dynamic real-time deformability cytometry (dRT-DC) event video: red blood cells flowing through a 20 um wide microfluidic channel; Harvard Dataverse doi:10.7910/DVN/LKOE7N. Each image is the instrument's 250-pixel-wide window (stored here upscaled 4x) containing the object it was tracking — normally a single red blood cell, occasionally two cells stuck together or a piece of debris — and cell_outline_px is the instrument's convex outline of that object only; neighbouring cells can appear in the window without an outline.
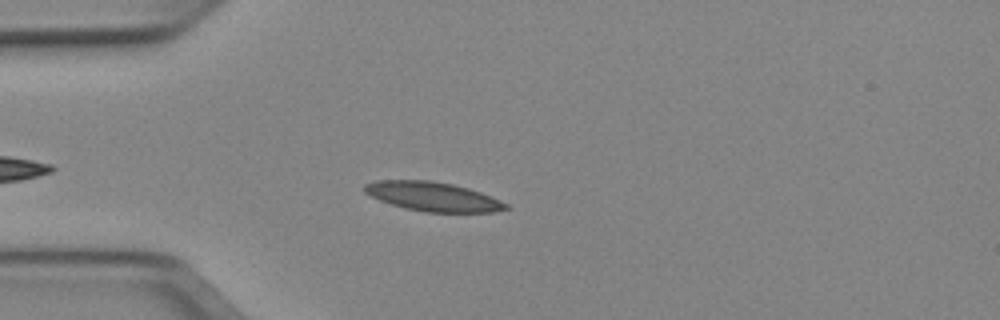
{"species": "Egyptian fruit bat (a non-hibernating species)", "species_latin": "Rousettus aegyptiacus", "temperature_condition": "cold", "stored_images_in_passage": 43, "camera_frame_rate_fps": 3000, "um_per_image_px": 0.085, "animal": {"sex": "female"}, "frame": {"image": 1, "passage_image": 6, "time_ms": 1.667, "image_size_px": [1000, 320], "cell_outline_px": [[512, 208], [492, 212], [424, 212], [404, 208], [380, 200], [364, 192], [364, 184], [376, 180], [428, 180], [452, 184], [468, 188], [480, 192], [500, 200], [508, 204]], "centroid_in_image_um": [36.81, 16.71], "position_along_channel_um": 48.2, "area_um2": 23.99}}
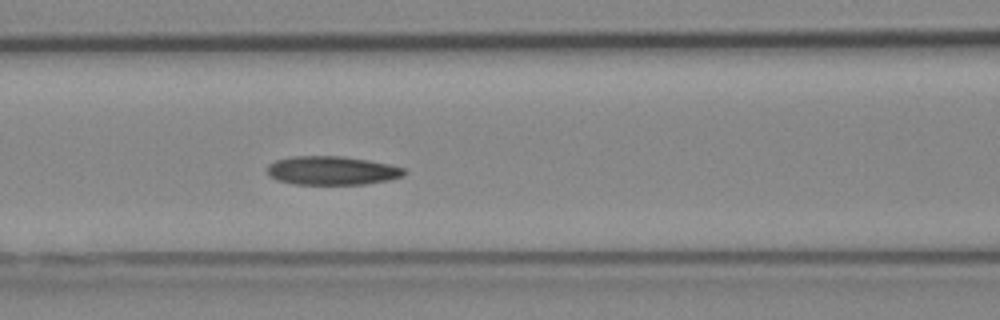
{"frame": {"image": 2, "passage_image": 14, "time_ms": 4.333, "image_size_px": [1000, 320], "cell_outline_px": [[408, 172], [404, 176], [388, 180], [364, 184], [292, 184], [276, 180], [268, 176], [268, 164], [276, 160], [292, 156], [344, 156], [368, 160], [388, 164], [404, 168]], "centroid_in_image_um": [28.21, 14.5], "position_along_channel_um": 138.4, "area_um2": 23.06}}
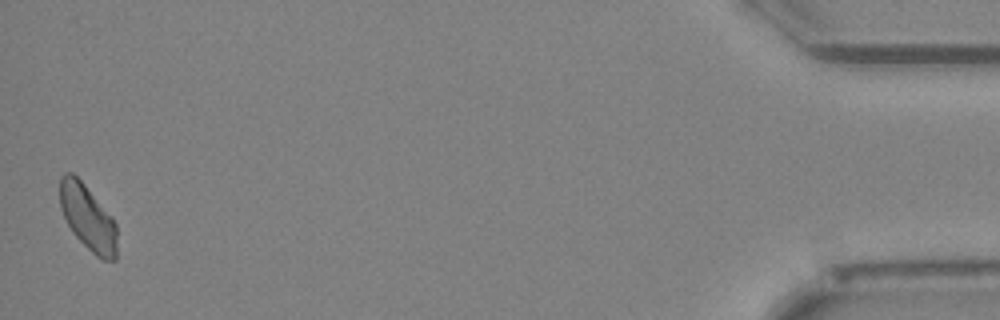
{"frame": {"image": 3, "passage_image": 43, "time_ms": 14.0, "image_size_px": [1000, 320], "cell_outline_px": [[116, 260], [104, 260], [96, 256], [72, 232], [60, 208], [60, 176], [64, 172], [72, 172], [84, 184], [112, 216], [116, 224]], "centroid_in_image_um": [7.46, 18.48], "position_along_channel_um": 427.7, "area_um2": 21.62}}